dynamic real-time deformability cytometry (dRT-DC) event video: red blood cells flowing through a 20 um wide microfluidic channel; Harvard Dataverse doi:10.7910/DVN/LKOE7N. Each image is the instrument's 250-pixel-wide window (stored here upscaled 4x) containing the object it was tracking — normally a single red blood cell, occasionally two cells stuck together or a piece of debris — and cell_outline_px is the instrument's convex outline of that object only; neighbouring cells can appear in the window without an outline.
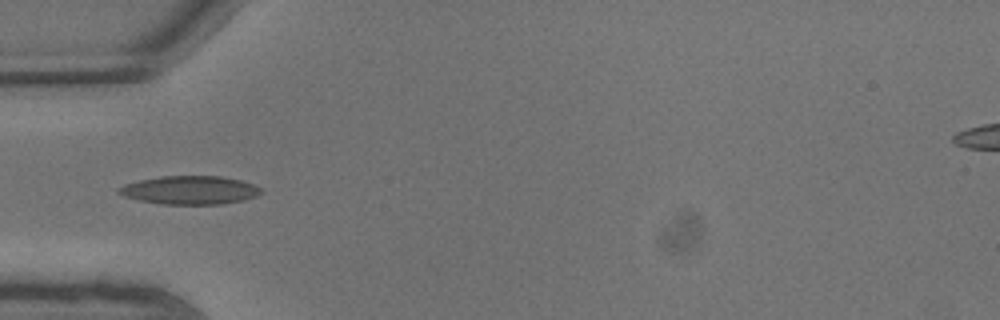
{"species": "common noctule bat (a hibernating species)", "species_latin": "Nyctalus noctula", "temperature_condition": "warm", "stored_images_in_passage": 3, "camera_frame_rate_fps": 3000, "um_per_image_px": 0.085, "animal": {"sex": "male", "body_mass_g": 13.3}, "frame": {"image": 1, "passage_image": 1, "time_ms": 0.0, "image_size_px": [1000, 320], "cell_outline_px": [[264, 192], [256, 196], [244, 200], [220, 204], [160, 204], [140, 200], [124, 196], [116, 192], [116, 188], [124, 184], [140, 180], [160, 176], [220, 176], [240, 180], [252, 184], [260, 188]], "centroid_in_image_um": [16.12, 16.16], "position_along_channel_um": 68.9, "area_um2": 23.58}}
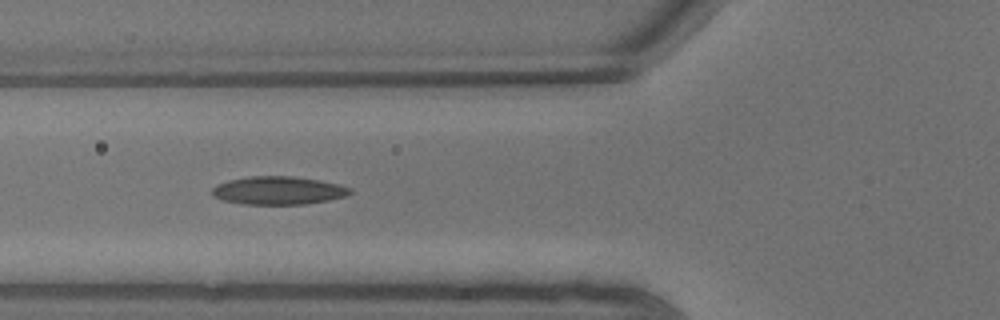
{"frame": {"image": 2, "passage_image": 2, "time_ms": 0.333, "image_size_px": [1000, 320], "cell_outline_px": [[352, 192], [348, 196], [328, 200], [304, 204], [240, 204], [224, 200], [212, 196], [212, 188], [216, 184], [228, 180], [252, 176], [292, 176], [320, 180], [340, 184], [352, 188]], "centroid_in_image_um": [23.67, 16.19], "position_along_channel_um": 102.1, "area_um2": 22.77}}
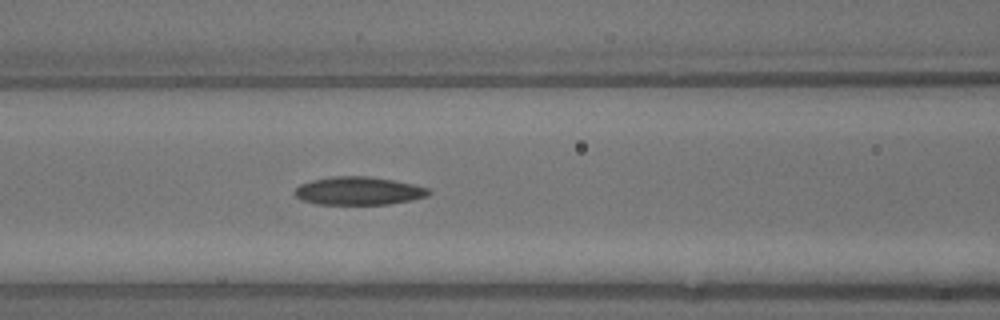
{"frame": {"image": 3, "passage_image": 3, "time_ms": 0.667, "image_size_px": [1000, 320], "cell_outline_px": [[432, 192], [428, 196], [412, 200], [388, 204], [316, 204], [300, 200], [292, 192], [300, 184], [312, 180], [332, 176], [368, 176], [392, 180], [412, 184], [428, 188]], "centroid_in_image_um": [30.46, 16.23], "position_along_channel_um": 136.1, "area_um2": 22.02}}